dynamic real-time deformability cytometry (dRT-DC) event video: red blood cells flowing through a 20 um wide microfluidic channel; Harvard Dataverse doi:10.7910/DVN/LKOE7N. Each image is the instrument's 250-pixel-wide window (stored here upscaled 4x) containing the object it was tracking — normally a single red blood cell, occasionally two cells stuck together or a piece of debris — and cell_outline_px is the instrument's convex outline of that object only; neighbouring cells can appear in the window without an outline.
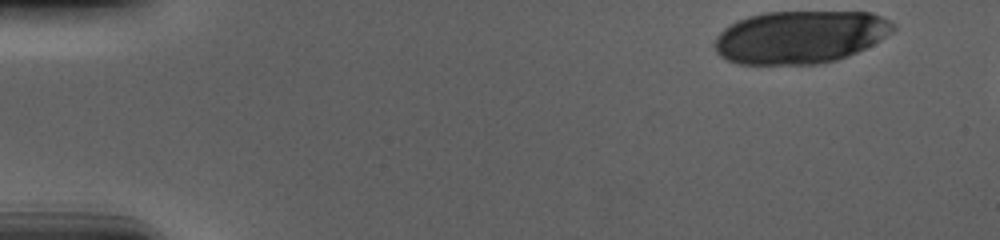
{"species": "human", "species_latin": "Homo sapiens", "temperature_condition": "cold", "stored_images_in_passage": 9, "camera_frame_rate_fps": 3000, "um_per_image_px": 0.085, "donor": {"sex": "male"}, "frame": {"image": 1, "passage_image": 1, "time_ms": 0.0, "image_size_px": [1000, 240], "cell_outline_px": [[896, 28], [892, 32], [880, 40], [848, 56], [836, 60], [820, 64], [740, 64], [728, 60], [720, 56], [716, 52], [716, 36], [724, 28], [748, 16], [768, 12], [872, 12], [888, 20]], "centroid_in_image_um": [68.01, 3.15], "position_along_channel_um": 17.0, "area_um2": 54.62}}